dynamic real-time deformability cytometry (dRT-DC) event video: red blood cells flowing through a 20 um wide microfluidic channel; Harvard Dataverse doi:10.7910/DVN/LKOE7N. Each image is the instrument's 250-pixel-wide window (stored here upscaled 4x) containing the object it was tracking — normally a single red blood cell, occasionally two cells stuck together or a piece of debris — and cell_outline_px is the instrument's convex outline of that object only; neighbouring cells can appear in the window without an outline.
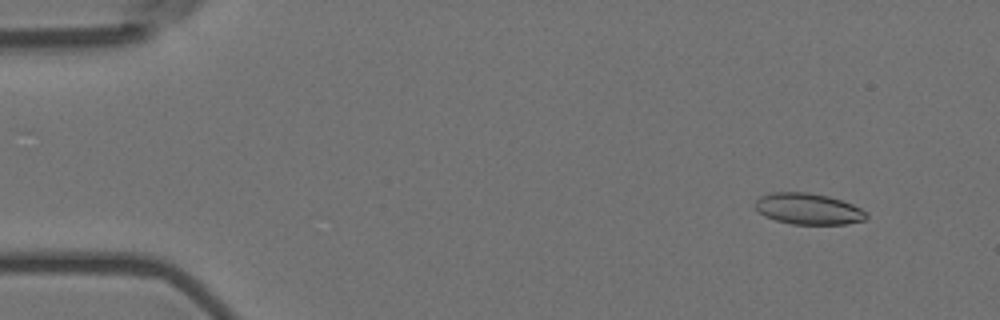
{"species": "Egyptian fruit bat (a non-hibernating species)", "species_latin": "Rousettus aegyptiacus", "temperature_condition": "room temperature", "stored_images_in_passage": 57, "camera_frame_rate_fps": 3000, "um_per_image_px": 0.085, "animal": {"sex": "female"}, "frame": {"image": 1, "passage_image": 5, "time_ms": 1.333, "image_size_px": [1000, 320], "cell_outline_px": [[868, 216], [864, 220], [844, 224], [792, 224], [776, 220], [764, 216], [756, 208], [756, 200], [760, 196], [772, 192], [808, 192], [828, 196], [852, 204], [868, 212]], "centroid_in_image_um": [68.71, 17.75], "position_along_channel_um": 16.3, "area_um2": 20.11}}
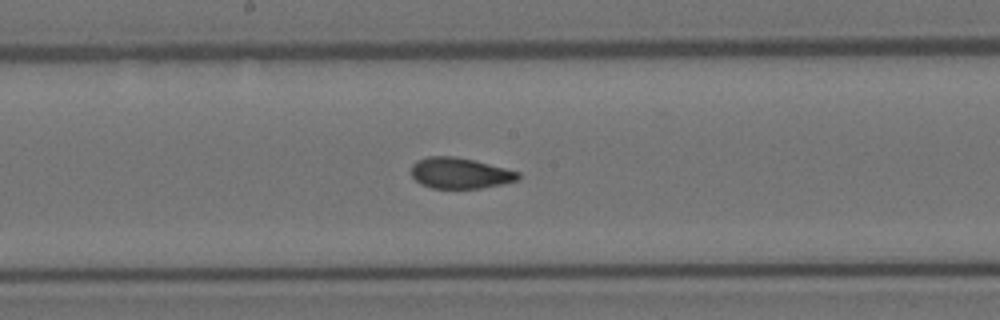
{"frame": {"image": 2, "passage_image": 30, "time_ms": 9.667, "image_size_px": [1000, 320], "cell_outline_px": [[520, 176], [516, 180], [500, 184], [480, 188], [432, 188], [420, 184], [412, 176], [412, 164], [416, 160], [428, 156], [456, 156], [520, 172]], "centroid_in_image_um": [39.05, 14.71], "position_along_channel_um": 209.2, "area_um2": 19.02}}
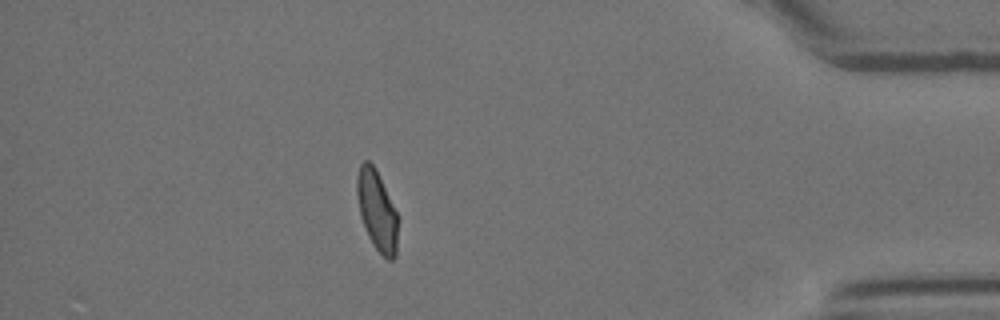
{"frame": {"image": 3, "passage_image": 50, "time_ms": 16.333, "image_size_px": [1000, 320], "cell_outline_px": [[396, 256], [392, 260], [388, 260], [372, 244], [368, 236], [360, 216], [356, 196], [356, 176], [360, 164], [364, 160], [368, 160], [376, 168], [396, 212]], "centroid_in_image_um": [31.99, 17.85], "position_along_channel_um": 403.2, "area_um2": 18.9}, "authors_computed_cell_mechanics": {"area_um2": 19.941, "velocity_mm_per_s": 3.5629, "shape_relaxation_time_tau1_ms": 8.4024, "shape_relaxation_time_tau2_ms": 1.4867, "deformation_change_tau1": 0.167, "deformation_change_tau2": 0.0642}}